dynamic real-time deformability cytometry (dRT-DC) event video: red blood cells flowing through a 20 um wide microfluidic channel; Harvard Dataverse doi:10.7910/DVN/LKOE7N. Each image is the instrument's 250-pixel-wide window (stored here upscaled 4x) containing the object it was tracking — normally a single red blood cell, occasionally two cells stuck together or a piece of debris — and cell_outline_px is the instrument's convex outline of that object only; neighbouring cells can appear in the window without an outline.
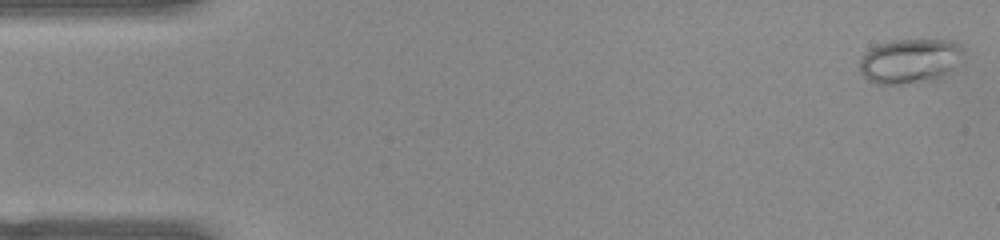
{"species": "common noctule bat (a hibernating species)", "species_latin": "Nyctalus noctula", "temperature_condition": "warm", "stored_images_in_passage": 51, "camera_frame_rate_fps": 3000, "um_per_image_px": 0.085, "animal": {"sex": "female", "body_mass_g": 22.0, "forearm_length_mm": 56.7}, "frame": {"image": 1, "passage_image": 1, "time_ms": 0.0, "image_size_px": [1000, 240], "cell_outline_px": [[964, 60], [940, 80], [900, 84], [876, 84], [868, 80], [860, 72], [860, 60], [872, 48], [880, 44], [892, 40], [952, 40], [960, 44], [964, 48]], "centroid_in_image_um": [77.44, 5.2], "position_along_channel_um": 7.6, "area_um2": 27.46}}
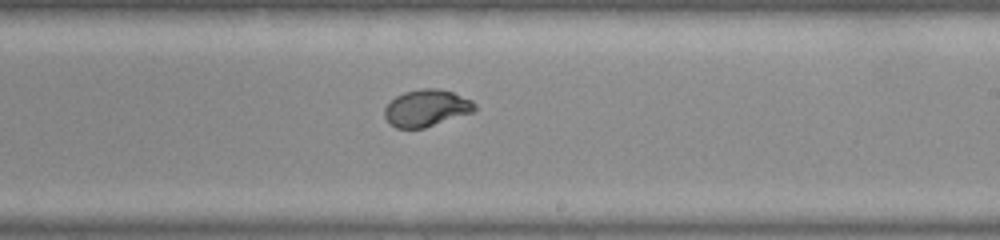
{"frame": {"image": 2, "passage_image": 30, "time_ms": 9.667, "image_size_px": [1000, 240], "cell_outline_px": [[476, 108], [472, 112], [424, 128], [396, 128], [384, 116], [384, 108], [396, 96], [404, 92], [420, 88], [436, 88], [452, 92], [472, 100], [476, 104]], "centroid_in_image_um": [36.24, 9.17], "position_along_channel_um": 252.8, "area_um2": 19.19}}
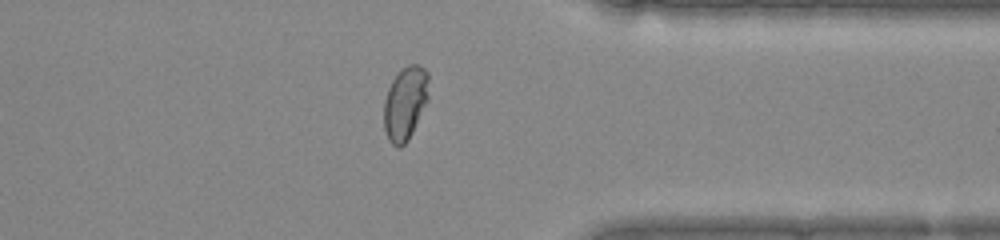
{"frame": {"image": 3, "passage_image": 40, "time_ms": 13.0, "image_size_px": [1000, 240], "cell_outline_px": [[428, 100], [408, 140], [400, 148], [396, 148], [388, 140], [384, 128], [384, 100], [388, 88], [392, 80], [400, 68], [408, 64], [416, 64], [424, 68], [428, 72]], "centroid_in_image_um": [34.43, 8.76], "position_along_channel_um": 377.0, "area_um2": 19.36}, "authors_computed_cell_mechanics": {"area_um2": 20.519, "velocity_mm_per_s": 3.9467, "shape_relaxation_time_tau1_ms": 10.7358, "shape_relaxation_time_tau2_ms": null, "deformation_change_tau1": 0.3354, "deformation_change_tau2": null}}